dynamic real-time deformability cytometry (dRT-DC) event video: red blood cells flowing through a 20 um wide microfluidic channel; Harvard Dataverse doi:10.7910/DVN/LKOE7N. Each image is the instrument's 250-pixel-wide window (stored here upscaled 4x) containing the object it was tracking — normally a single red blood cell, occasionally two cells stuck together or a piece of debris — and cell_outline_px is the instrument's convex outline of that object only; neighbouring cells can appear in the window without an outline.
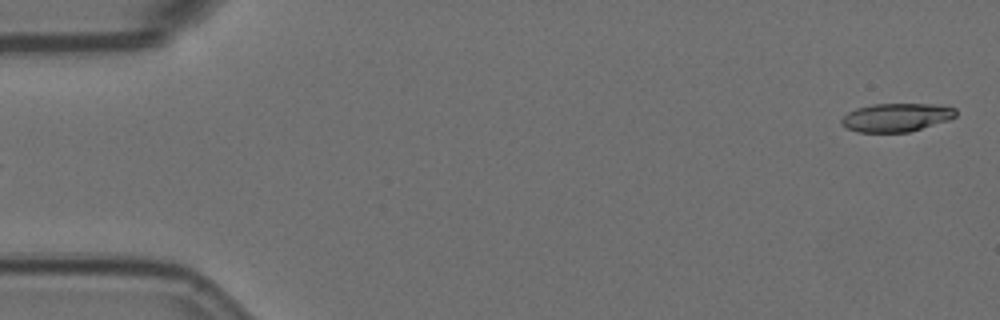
{"species": "Egyptian fruit bat (a non-hibernating species)", "species_latin": "Rousettus aegyptiacus", "temperature_condition": "room temperature", "stored_images_in_passage": 6, "segment_of_instrument_passage": [2, 2], "camera_frame_rate_fps": 3000, "um_per_image_px": 0.085, "animal": {"sex": "female"}, "frame": {"image": 1, "passage_image": 6, "time_ms": 1.667, "image_size_px": [1000, 320], "cell_outline_px": [[956, 116], [948, 120], [908, 132], [856, 132], [840, 124], [840, 120], [848, 112], [856, 108], [872, 104], [940, 104], [956, 108]], "centroid_in_image_um": [76.18, 9.97], "position_along_channel_um": 8.8, "area_um2": 18.96}}